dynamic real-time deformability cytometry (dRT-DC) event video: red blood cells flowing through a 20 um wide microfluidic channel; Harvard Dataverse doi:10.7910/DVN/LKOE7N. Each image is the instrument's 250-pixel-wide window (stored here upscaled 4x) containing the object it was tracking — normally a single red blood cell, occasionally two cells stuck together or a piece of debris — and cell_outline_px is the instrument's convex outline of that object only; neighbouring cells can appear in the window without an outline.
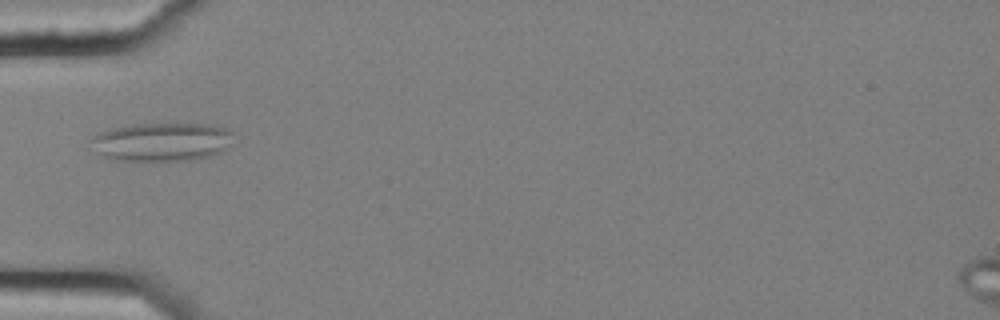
{"species": "common noctule bat (a hibernating species)", "species_latin": "Nyctalus noctula", "temperature_condition": "cold", "stored_images_in_passage": 7, "camera_frame_rate_fps": 3000, "um_per_image_px": 0.085, "animal": {"sex": "female", "body_mass_g": 25.1}, "frame": {"image": 1, "passage_image": 5, "time_ms": 1.333, "image_size_px": [1000, 320], "cell_outline_px": [[236, 144], [212, 156], [192, 160], [112, 160], [104, 156], [88, 140], [100, 132], [112, 128], [132, 124], [208, 124], [224, 128], [232, 132]], "centroid_in_image_um": [13.83, 12.06], "position_along_channel_um": 71.2, "area_um2": 32.14}}